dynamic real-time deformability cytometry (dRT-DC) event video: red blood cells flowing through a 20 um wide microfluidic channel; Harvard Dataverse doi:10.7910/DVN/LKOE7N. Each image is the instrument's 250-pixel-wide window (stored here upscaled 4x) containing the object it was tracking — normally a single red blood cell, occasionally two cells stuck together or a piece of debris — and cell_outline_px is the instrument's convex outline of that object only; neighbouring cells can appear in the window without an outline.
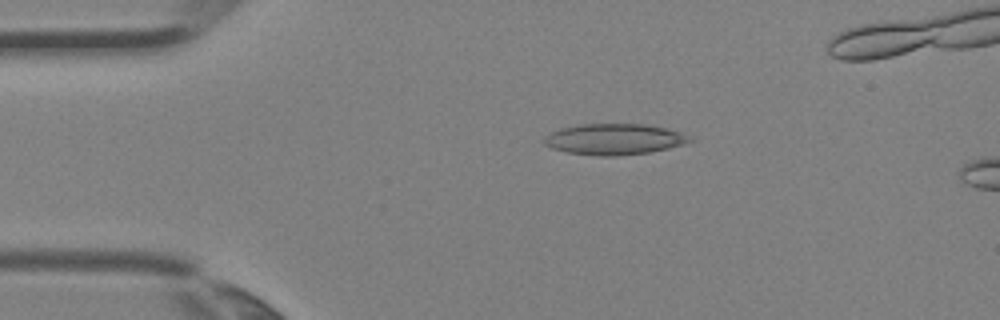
{"species": "Egyptian fruit bat (a non-hibernating species)", "species_latin": "Rousettus aegyptiacus", "temperature_condition": "room temperature", "stored_images_in_passage": 3, "camera_frame_rate_fps": 3000, "um_per_image_px": 0.085, "animal": {"sex": "female"}, "frame": {"image": 1, "passage_image": 3, "time_ms": 0.667, "image_size_px": [1000, 320], "cell_outline_px": [[696, 140], [684, 144], [668, 148], [648, 152], [612, 156], [600, 156], [568, 152], [552, 148], [544, 144], [544, 136], [560, 128], [580, 124], [644, 124], [668, 128], [680, 132]], "centroid_in_image_um": [52.22, 11.82], "position_along_channel_um": 32.8, "area_um2": 26.18}}